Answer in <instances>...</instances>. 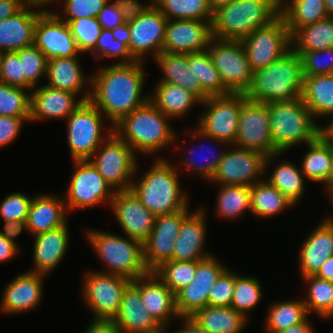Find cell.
<instances>
[{"instance_id": "obj_1", "label": "cell", "mask_w": 333, "mask_h": 333, "mask_svg": "<svg viewBox=\"0 0 333 333\" xmlns=\"http://www.w3.org/2000/svg\"><path fill=\"white\" fill-rule=\"evenodd\" d=\"M145 62L113 63L90 75L89 101L111 121L112 126L149 101L142 94Z\"/></svg>"}, {"instance_id": "obj_2", "label": "cell", "mask_w": 333, "mask_h": 333, "mask_svg": "<svg viewBox=\"0 0 333 333\" xmlns=\"http://www.w3.org/2000/svg\"><path fill=\"white\" fill-rule=\"evenodd\" d=\"M303 80L301 58L291 49L270 65L253 71V80L245 95L266 104L293 101L301 96Z\"/></svg>"}, {"instance_id": "obj_3", "label": "cell", "mask_w": 333, "mask_h": 333, "mask_svg": "<svg viewBox=\"0 0 333 333\" xmlns=\"http://www.w3.org/2000/svg\"><path fill=\"white\" fill-rule=\"evenodd\" d=\"M170 119L149 100L115 124L113 132L135 153L138 151L151 156L177 141L176 133L169 124Z\"/></svg>"}, {"instance_id": "obj_4", "label": "cell", "mask_w": 333, "mask_h": 333, "mask_svg": "<svg viewBox=\"0 0 333 333\" xmlns=\"http://www.w3.org/2000/svg\"><path fill=\"white\" fill-rule=\"evenodd\" d=\"M168 160L159 158L131 190L155 216L172 214L189 207L188 197L180 188L176 168Z\"/></svg>"}, {"instance_id": "obj_5", "label": "cell", "mask_w": 333, "mask_h": 333, "mask_svg": "<svg viewBox=\"0 0 333 333\" xmlns=\"http://www.w3.org/2000/svg\"><path fill=\"white\" fill-rule=\"evenodd\" d=\"M279 15L280 7L273 0H231L214 12L212 36L221 40H242Z\"/></svg>"}, {"instance_id": "obj_6", "label": "cell", "mask_w": 333, "mask_h": 333, "mask_svg": "<svg viewBox=\"0 0 333 333\" xmlns=\"http://www.w3.org/2000/svg\"><path fill=\"white\" fill-rule=\"evenodd\" d=\"M272 140L277 153H286L293 146L314 142L322 133L301 98L288 102L268 104Z\"/></svg>"}, {"instance_id": "obj_7", "label": "cell", "mask_w": 333, "mask_h": 333, "mask_svg": "<svg viewBox=\"0 0 333 333\" xmlns=\"http://www.w3.org/2000/svg\"><path fill=\"white\" fill-rule=\"evenodd\" d=\"M86 236L92 249L108 267L104 273L123 276L131 281L149 273L141 241L96 230H88Z\"/></svg>"}, {"instance_id": "obj_8", "label": "cell", "mask_w": 333, "mask_h": 333, "mask_svg": "<svg viewBox=\"0 0 333 333\" xmlns=\"http://www.w3.org/2000/svg\"><path fill=\"white\" fill-rule=\"evenodd\" d=\"M246 98L244 93L208 97L201 102L207 110L201 114L197 128L193 129L192 136L189 137L233 146L238 130L239 112Z\"/></svg>"}, {"instance_id": "obj_9", "label": "cell", "mask_w": 333, "mask_h": 333, "mask_svg": "<svg viewBox=\"0 0 333 333\" xmlns=\"http://www.w3.org/2000/svg\"><path fill=\"white\" fill-rule=\"evenodd\" d=\"M89 160L114 191L131 189L132 179L139 168L136 162L138 161L137 154L114 132Z\"/></svg>"}, {"instance_id": "obj_10", "label": "cell", "mask_w": 333, "mask_h": 333, "mask_svg": "<svg viewBox=\"0 0 333 333\" xmlns=\"http://www.w3.org/2000/svg\"><path fill=\"white\" fill-rule=\"evenodd\" d=\"M102 116V112L96 106L90 101H85L66 118L67 141L73 160L89 159L113 133L111 126L102 137L105 133L102 132Z\"/></svg>"}, {"instance_id": "obj_11", "label": "cell", "mask_w": 333, "mask_h": 333, "mask_svg": "<svg viewBox=\"0 0 333 333\" xmlns=\"http://www.w3.org/2000/svg\"><path fill=\"white\" fill-rule=\"evenodd\" d=\"M224 86L231 93H246L253 70L241 40L212 38L207 48Z\"/></svg>"}, {"instance_id": "obj_12", "label": "cell", "mask_w": 333, "mask_h": 333, "mask_svg": "<svg viewBox=\"0 0 333 333\" xmlns=\"http://www.w3.org/2000/svg\"><path fill=\"white\" fill-rule=\"evenodd\" d=\"M227 151H224L223 159L219 162L218 168L210 180L218 185L250 187L262 181L258 177L264 176L266 168L270 163L272 164L273 159L284 154L276 153L266 157L257 151L242 149L234 145L233 150L228 149Z\"/></svg>"}, {"instance_id": "obj_13", "label": "cell", "mask_w": 333, "mask_h": 333, "mask_svg": "<svg viewBox=\"0 0 333 333\" xmlns=\"http://www.w3.org/2000/svg\"><path fill=\"white\" fill-rule=\"evenodd\" d=\"M74 173L64 198L67 210L93 208L98 204L110 206L115 191L98 173L89 159L73 160Z\"/></svg>"}, {"instance_id": "obj_14", "label": "cell", "mask_w": 333, "mask_h": 333, "mask_svg": "<svg viewBox=\"0 0 333 333\" xmlns=\"http://www.w3.org/2000/svg\"><path fill=\"white\" fill-rule=\"evenodd\" d=\"M83 298L93 319L113 320L119 312L125 288L131 282L123 276L90 270L84 275Z\"/></svg>"}, {"instance_id": "obj_15", "label": "cell", "mask_w": 333, "mask_h": 333, "mask_svg": "<svg viewBox=\"0 0 333 333\" xmlns=\"http://www.w3.org/2000/svg\"><path fill=\"white\" fill-rule=\"evenodd\" d=\"M241 42L253 71L270 65L291 50V35L281 15Z\"/></svg>"}, {"instance_id": "obj_16", "label": "cell", "mask_w": 333, "mask_h": 333, "mask_svg": "<svg viewBox=\"0 0 333 333\" xmlns=\"http://www.w3.org/2000/svg\"><path fill=\"white\" fill-rule=\"evenodd\" d=\"M234 146L257 151L266 157L277 153L271 135L268 104L248 98L242 102Z\"/></svg>"}, {"instance_id": "obj_17", "label": "cell", "mask_w": 333, "mask_h": 333, "mask_svg": "<svg viewBox=\"0 0 333 333\" xmlns=\"http://www.w3.org/2000/svg\"><path fill=\"white\" fill-rule=\"evenodd\" d=\"M191 213L187 207L176 213L155 217L154 227L143 242L144 261L149 272H153L162 263L172 260L174 243L182 222Z\"/></svg>"}, {"instance_id": "obj_18", "label": "cell", "mask_w": 333, "mask_h": 333, "mask_svg": "<svg viewBox=\"0 0 333 333\" xmlns=\"http://www.w3.org/2000/svg\"><path fill=\"white\" fill-rule=\"evenodd\" d=\"M168 19L152 4L134 21L128 22L129 53L135 61L144 62L146 53L153 58L162 53Z\"/></svg>"}, {"instance_id": "obj_19", "label": "cell", "mask_w": 333, "mask_h": 333, "mask_svg": "<svg viewBox=\"0 0 333 333\" xmlns=\"http://www.w3.org/2000/svg\"><path fill=\"white\" fill-rule=\"evenodd\" d=\"M34 45L44 53L47 60L70 58L80 54L68 24L47 9L37 19Z\"/></svg>"}, {"instance_id": "obj_20", "label": "cell", "mask_w": 333, "mask_h": 333, "mask_svg": "<svg viewBox=\"0 0 333 333\" xmlns=\"http://www.w3.org/2000/svg\"><path fill=\"white\" fill-rule=\"evenodd\" d=\"M226 269L213 255L197 261L193 281L175 294L178 315L192 316L199 309L208 306L209 292Z\"/></svg>"}, {"instance_id": "obj_21", "label": "cell", "mask_w": 333, "mask_h": 333, "mask_svg": "<svg viewBox=\"0 0 333 333\" xmlns=\"http://www.w3.org/2000/svg\"><path fill=\"white\" fill-rule=\"evenodd\" d=\"M212 38V21L168 20L162 52L189 54L206 51Z\"/></svg>"}, {"instance_id": "obj_22", "label": "cell", "mask_w": 333, "mask_h": 333, "mask_svg": "<svg viewBox=\"0 0 333 333\" xmlns=\"http://www.w3.org/2000/svg\"><path fill=\"white\" fill-rule=\"evenodd\" d=\"M110 207L126 237L142 243L150 235L155 215L130 190L115 191Z\"/></svg>"}, {"instance_id": "obj_23", "label": "cell", "mask_w": 333, "mask_h": 333, "mask_svg": "<svg viewBox=\"0 0 333 333\" xmlns=\"http://www.w3.org/2000/svg\"><path fill=\"white\" fill-rule=\"evenodd\" d=\"M86 91L77 101V94L69 91L54 89L45 84L33 88L30 121H42L48 118L66 119L83 102L89 101L90 89Z\"/></svg>"}, {"instance_id": "obj_24", "label": "cell", "mask_w": 333, "mask_h": 333, "mask_svg": "<svg viewBox=\"0 0 333 333\" xmlns=\"http://www.w3.org/2000/svg\"><path fill=\"white\" fill-rule=\"evenodd\" d=\"M44 274L26 272L6 285L0 309L6 314H21L37 307L43 295Z\"/></svg>"}, {"instance_id": "obj_25", "label": "cell", "mask_w": 333, "mask_h": 333, "mask_svg": "<svg viewBox=\"0 0 333 333\" xmlns=\"http://www.w3.org/2000/svg\"><path fill=\"white\" fill-rule=\"evenodd\" d=\"M41 8L35 4H26L15 15L0 20V52H14L34 44L35 25L45 10Z\"/></svg>"}, {"instance_id": "obj_26", "label": "cell", "mask_w": 333, "mask_h": 333, "mask_svg": "<svg viewBox=\"0 0 333 333\" xmlns=\"http://www.w3.org/2000/svg\"><path fill=\"white\" fill-rule=\"evenodd\" d=\"M139 291L142 303L159 325H167L173 318H179L175 306V294L154 273L139 277Z\"/></svg>"}, {"instance_id": "obj_27", "label": "cell", "mask_w": 333, "mask_h": 333, "mask_svg": "<svg viewBox=\"0 0 333 333\" xmlns=\"http://www.w3.org/2000/svg\"><path fill=\"white\" fill-rule=\"evenodd\" d=\"M333 256V218L327 217L309 234L299 251L302 278L315 275L323 263Z\"/></svg>"}, {"instance_id": "obj_28", "label": "cell", "mask_w": 333, "mask_h": 333, "mask_svg": "<svg viewBox=\"0 0 333 333\" xmlns=\"http://www.w3.org/2000/svg\"><path fill=\"white\" fill-rule=\"evenodd\" d=\"M113 321L120 333H140L159 326L142 303L139 278L131 281L125 288L119 312Z\"/></svg>"}, {"instance_id": "obj_29", "label": "cell", "mask_w": 333, "mask_h": 333, "mask_svg": "<svg viewBox=\"0 0 333 333\" xmlns=\"http://www.w3.org/2000/svg\"><path fill=\"white\" fill-rule=\"evenodd\" d=\"M202 207L192 212L183 222L176 241L172 260L200 261L212 255L204 252L206 216Z\"/></svg>"}, {"instance_id": "obj_30", "label": "cell", "mask_w": 333, "mask_h": 333, "mask_svg": "<svg viewBox=\"0 0 333 333\" xmlns=\"http://www.w3.org/2000/svg\"><path fill=\"white\" fill-rule=\"evenodd\" d=\"M67 223L57 229L35 235L34 268L30 272L48 275L64 258L69 245Z\"/></svg>"}, {"instance_id": "obj_31", "label": "cell", "mask_w": 333, "mask_h": 333, "mask_svg": "<svg viewBox=\"0 0 333 333\" xmlns=\"http://www.w3.org/2000/svg\"><path fill=\"white\" fill-rule=\"evenodd\" d=\"M64 198L51 194L33 197L28 217V232L33 236L57 229L67 223Z\"/></svg>"}, {"instance_id": "obj_32", "label": "cell", "mask_w": 333, "mask_h": 333, "mask_svg": "<svg viewBox=\"0 0 333 333\" xmlns=\"http://www.w3.org/2000/svg\"><path fill=\"white\" fill-rule=\"evenodd\" d=\"M158 67L163 71L160 82L171 83L185 88L201 102L209 96L202 90L199 79L193 74L188 65L187 54L162 52L155 58Z\"/></svg>"}, {"instance_id": "obj_33", "label": "cell", "mask_w": 333, "mask_h": 333, "mask_svg": "<svg viewBox=\"0 0 333 333\" xmlns=\"http://www.w3.org/2000/svg\"><path fill=\"white\" fill-rule=\"evenodd\" d=\"M307 149L300 166L302 173L308 180L327 187L333 180V143L322 133L307 144Z\"/></svg>"}, {"instance_id": "obj_34", "label": "cell", "mask_w": 333, "mask_h": 333, "mask_svg": "<svg viewBox=\"0 0 333 333\" xmlns=\"http://www.w3.org/2000/svg\"><path fill=\"white\" fill-rule=\"evenodd\" d=\"M78 58L74 56L47 60L46 77L49 82L45 85L79 95L84 86L87 84L90 86L91 78L85 77Z\"/></svg>"}, {"instance_id": "obj_35", "label": "cell", "mask_w": 333, "mask_h": 333, "mask_svg": "<svg viewBox=\"0 0 333 333\" xmlns=\"http://www.w3.org/2000/svg\"><path fill=\"white\" fill-rule=\"evenodd\" d=\"M191 317L208 333H242L249 320L231 306H206Z\"/></svg>"}, {"instance_id": "obj_36", "label": "cell", "mask_w": 333, "mask_h": 333, "mask_svg": "<svg viewBox=\"0 0 333 333\" xmlns=\"http://www.w3.org/2000/svg\"><path fill=\"white\" fill-rule=\"evenodd\" d=\"M153 92L149 95V100L158 110L171 119L173 117L181 118L180 116L187 114L193 108V105L201 103L191 92L171 83L159 81Z\"/></svg>"}, {"instance_id": "obj_37", "label": "cell", "mask_w": 333, "mask_h": 333, "mask_svg": "<svg viewBox=\"0 0 333 333\" xmlns=\"http://www.w3.org/2000/svg\"><path fill=\"white\" fill-rule=\"evenodd\" d=\"M300 98L313 117H333V75L304 77Z\"/></svg>"}, {"instance_id": "obj_38", "label": "cell", "mask_w": 333, "mask_h": 333, "mask_svg": "<svg viewBox=\"0 0 333 333\" xmlns=\"http://www.w3.org/2000/svg\"><path fill=\"white\" fill-rule=\"evenodd\" d=\"M280 15L290 35L300 27L328 17L325 0H287L280 7Z\"/></svg>"}, {"instance_id": "obj_39", "label": "cell", "mask_w": 333, "mask_h": 333, "mask_svg": "<svg viewBox=\"0 0 333 333\" xmlns=\"http://www.w3.org/2000/svg\"><path fill=\"white\" fill-rule=\"evenodd\" d=\"M250 201L251 213L260 218L272 217L294 206L291 200L264 179L250 186Z\"/></svg>"}, {"instance_id": "obj_40", "label": "cell", "mask_w": 333, "mask_h": 333, "mask_svg": "<svg viewBox=\"0 0 333 333\" xmlns=\"http://www.w3.org/2000/svg\"><path fill=\"white\" fill-rule=\"evenodd\" d=\"M333 47V17L298 28L291 35L293 51H316Z\"/></svg>"}, {"instance_id": "obj_41", "label": "cell", "mask_w": 333, "mask_h": 333, "mask_svg": "<svg viewBox=\"0 0 333 333\" xmlns=\"http://www.w3.org/2000/svg\"><path fill=\"white\" fill-rule=\"evenodd\" d=\"M188 65L199 79L202 90L210 96H224L231 92L224 86L208 50L187 54Z\"/></svg>"}, {"instance_id": "obj_42", "label": "cell", "mask_w": 333, "mask_h": 333, "mask_svg": "<svg viewBox=\"0 0 333 333\" xmlns=\"http://www.w3.org/2000/svg\"><path fill=\"white\" fill-rule=\"evenodd\" d=\"M269 309L264 324L267 333H278L299 325L303 323L309 315L303 299L275 302Z\"/></svg>"}, {"instance_id": "obj_43", "label": "cell", "mask_w": 333, "mask_h": 333, "mask_svg": "<svg viewBox=\"0 0 333 333\" xmlns=\"http://www.w3.org/2000/svg\"><path fill=\"white\" fill-rule=\"evenodd\" d=\"M153 4L168 20H213L208 0H153Z\"/></svg>"}, {"instance_id": "obj_44", "label": "cell", "mask_w": 333, "mask_h": 333, "mask_svg": "<svg viewBox=\"0 0 333 333\" xmlns=\"http://www.w3.org/2000/svg\"><path fill=\"white\" fill-rule=\"evenodd\" d=\"M304 178L306 179L301 168L289 161H283L276 166L267 181L296 205L305 190Z\"/></svg>"}, {"instance_id": "obj_45", "label": "cell", "mask_w": 333, "mask_h": 333, "mask_svg": "<svg viewBox=\"0 0 333 333\" xmlns=\"http://www.w3.org/2000/svg\"><path fill=\"white\" fill-rule=\"evenodd\" d=\"M308 290L303 300L308 314L315 312L322 319L333 316V281L321 279L315 275L303 277Z\"/></svg>"}, {"instance_id": "obj_46", "label": "cell", "mask_w": 333, "mask_h": 333, "mask_svg": "<svg viewBox=\"0 0 333 333\" xmlns=\"http://www.w3.org/2000/svg\"><path fill=\"white\" fill-rule=\"evenodd\" d=\"M217 197V215L234 219L251 211L250 187L241 185H219Z\"/></svg>"}, {"instance_id": "obj_47", "label": "cell", "mask_w": 333, "mask_h": 333, "mask_svg": "<svg viewBox=\"0 0 333 333\" xmlns=\"http://www.w3.org/2000/svg\"><path fill=\"white\" fill-rule=\"evenodd\" d=\"M197 261L170 260L153 272L176 294L188 286L196 275Z\"/></svg>"}, {"instance_id": "obj_48", "label": "cell", "mask_w": 333, "mask_h": 333, "mask_svg": "<svg viewBox=\"0 0 333 333\" xmlns=\"http://www.w3.org/2000/svg\"><path fill=\"white\" fill-rule=\"evenodd\" d=\"M261 297L262 287L257 278L235 273V289L231 307L247 318L248 312L260 303Z\"/></svg>"}, {"instance_id": "obj_49", "label": "cell", "mask_w": 333, "mask_h": 333, "mask_svg": "<svg viewBox=\"0 0 333 333\" xmlns=\"http://www.w3.org/2000/svg\"><path fill=\"white\" fill-rule=\"evenodd\" d=\"M26 90L0 82V115L30 117L31 94Z\"/></svg>"}, {"instance_id": "obj_50", "label": "cell", "mask_w": 333, "mask_h": 333, "mask_svg": "<svg viewBox=\"0 0 333 333\" xmlns=\"http://www.w3.org/2000/svg\"><path fill=\"white\" fill-rule=\"evenodd\" d=\"M15 52L19 56L25 74V89L31 91L37 87L40 77H46L47 59L34 44Z\"/></svg>"}, {"instance_id": "obj_51", "label": "cell", "mask_w": 333, "mask_h": 333, "mask_svg": "<svg viewBox=\"0 0 333 333\" xmlns=\"http://www.w3.org/2000/svg\"><path fill=\"white\" fill-rule=\"evenodd\" d=\"M79 52H92L102 31L98 18H80L67 23Z\"/></svg>"}, {"instance_id": "obj_52", "label": "cell", "mask_w": 333, "mask_h": 333, "mask_svg": "<svg viewBox=\"0 0 333 333\" xmlns=\"http://www.w3.org/2000/svg\"><path fill=\"white\" fill-rule=\"evenodd\" d=\"M302 62L304 77L331 75L333 72V47L316 51H294Z\"/></svg>"}, {"instance_id": "obj_53", "label": "cell", "mask_w": 333, "mask_h": 333, "mask_svg": "<svg viewBox=\"0 0 333 333\" xmlns=\"http://www.w3.org/2000/svg\"><path fill=\"white\" fill-rule=\"evenodd\" d=\"M94 58H118L121 59L118 63H131L135 61L128 50V47L116 40L111 30L102 29L98 38L95 49L91 52Z\"/></svg>"}, {"instance_id": "obj_54", "label": "cell", "mask_w": 333, "mask_h": 333, "mask_svg": "<svg viewBox=\"0 0 333 333\" xmlns=\"http://www.w3.org/2000/svg\"><path fill=\"white\" fill-rule=\"evenodd\" d=\"M110 0H64V16L54 12L61 20L66 23L80 18H97L99 12Z\"/></svg>"}, {"instance_id": "obj_55", "label": "cell", "mask_w": 333, "mask_h": 333, "mask_svg": "<svg viewBox=\"0 0 333 333\" xmlns=\"http://www.w3.org/2000/svg\"><path fill=\"white\" fill-rule=\"evenodd\" d=\"M31 197L24 193H12L0 203V217L3 221H27Z\"/></svg>"}, {"instance_id": "obj_56", "label": "cell", "mask_w": 333, "mask_h": 333, "mask_svg": "<svg viewBox=\"0 0 333 333\" xmlns=\"http://www.w3.org/2000/svg\"><path fill=\"white\" fill-rule=\"evenodd\" d=\"M235 289V273L228 268L219 276L208 295V306H230Z\"/></svg>"}, {"instance_id": "obj_57", "label": "cell", "mask_w": 333, "mask_h": 333, "mask_svg": "<svg viewBox=\"0 0 333 333\" xmlns=\"http://www.w3.org/2000/svg\"><path fill=\"white\" fill-rule=\"evenodd\" d=\"M0 82L25 88V74L19 56L15 51L2 53Z\"/></svg>"}, {"instance_id": "obj_58", "label": "cell", "mask_w": 333, "mask_h": 333, "mask_svg": "<svg viewBox=\"0 0 333 333\" xmlns=\"http://www.w3.org/2000/svg\"><path fill=\"white\" fill-rule=\"evenodd\" d=\"M203 149H205V146L204 144H201L200 145V153L202 155L203 153ZM209 149V148H207ZM195 150L192 149V151H190V154H192L193 156L192 157H188L185 159V161L183 160L182 162V166L185 168L184 170H187V171H193L194 174H197L199 175L200 177H203L205 180H208L210 182L211 178L213 177V175L215 174L217 168H218V165H219V162L223 159V156H224V153H220L218 154L217 156L214 155V151H212L211 149L208 150V151H211V154H213V156H216V157H213V159H209L210 157L209 156H205V158L207 159L205 163H200V164H197V160H194V152ZM191 156V155H190ZM196 158V157H195Z\"/></svg>"}, {"instance_id": "obj_59", "label": "cell", "mask_w": 333, "mask_h": 333, "mask_svg": "<svg viewBox=\"0 0 333 333\" xmlns=\"http://www.w3.org/2000/svg\"><path fill=\"white\" fill-rule=\"evenodd\" d=\"M25 121L30 117H11L0 115V148L14 141L21 131Z\"/></svg>"}, {"instance_id": "obj_60", "label": "cell", "mask_w": 333, "mask_h": 333, "mask_svg": "<svg viewBox=\"0 0 333 333\" xmlns=\"http://www.w3.org/2000/svg\"><path fill=\"white\" fill-rule=\"evenodd\" d=\"M97 18L102 29L106 30H113L117 26L125 23L123 15L115 1H108L104 8L99 12Z\"/></svg>"}, {"instance_id": "obj_61", "label": "cell", "mask_w": 333, "mask_h": 333, "mask_svg": "<svg viewBox=\"0 0 333 333\" xmlns=\"http://www.w3.org/2000/svg\"><path fill=\"white\" fill-rule=\"evenodd\" d=\"M120 12L123 15L125 23L134 21L141 14H143L152 4L153 1L147 4H141L138 0H114Z\"/></svg>"}, {"instance_id": "obj_62", "label": "cell", "mask_w": 333, "mask_h": 333, "mask_svg": "<svg viewBox=\"0 0 333 333\" xmlns=\"http://www.w3.org/2000/svg\"><path fill=\"white\" fill-rule=\"evenodd\" d=\"M4 231L0 233L6 237L9 241L17 245L15 237H17L21 232L28 231L27 221H4Z\"/></svg>"}, {"instance_id": "obj_63", "label": "cell", "mask_w": 333, "mask_h": 333, "mask_svg": "<svg viewBox=\"0 0 333 333\" xmlns=\"http://www.w3.org/2000/svg\"><path fill=\"white\" fill-rule=\"evenodd\" d=\"M84 333H120L113 320L92 319Z\"/></svg>"}, {"instance_id": "obj_64", "label": "cell", "mask_w": 333, "mask_h": 333, "mask_svg": "<svg viewBox=\"0 0 333 333\" xmlns=\"http://www.w3.org/2000/svg\"><path fill=\"white\" fill-rule=\"evenodd\" d=\"M26 4L24 0H0V20L15 15Z\"/></svg>"}, {"instance_id": "obj_65", "label": "cell", "mask_w": 333, "mask_h": 333, "mask_svg": "<svg viewBox=\"0 0 333 333\" xmlns=\"http://www.w3.org/2000/svg\"><path fill=\"white\" fill-rule=\"evenodd\" d=\"M18 247L0 233V262L12 260L19 253Z\"/></svg>"}, {"instance_id": "obj_66", "label": "cell", "mask_w": 333, "mask_h": 333, "mask_svg": "<svg viewBox=\"0 0 333 333\" xmlns=\"http://www.w3.org/2000/svg\"><path fill=\"white\" fill-rule=\"evenodd\" d=\"M182 319L181 329H177L171 333H208L204 330L191 316L179 317Z\"/></svg>"}, {"instance_id": "obj_67", "label": "cell", "mask_w": 333, "mask_h": 333, "mask_svg": "<svg viewBox=\"0 0 333 333\" xmlns=\"http://www.w3.org/2000/svg\"><path fill=\"white\" fill-rule=\"evenodd\" d=\"M112 31V34L116 40L124 43L129 50V40H130V31H129V24L124 23L120 26H117Z\"/></svg>"}, {"instance_id": "obj_68", "label": "cell", "mask_w": 333, "mask_h": 333, "mask_svg": "<svg viewBox=\"0 0 333 333\" xmlns=\"http://www.w3.org/2000/svg\"><path fill=\"white\" fill-rule=\"evenodd\" d=\"M315 276L325 279L328 281H333V256H330L317 271Z\"/></svg>"}, {"instance_id": "obj_69", "label": "cell", "mask_w": 333, "mask_h": 333, "mask_svg": "<svg viewBox=\"0 0 333 333\" xmlns=\"http://www.w3.org/2000/svg\"><path fill=\"white\" fill-rule=\"evenodd\" d=\"M278 333H314L313 326L310 324L308 318L301 324L290 327Z\"/></svg>"}, {"instance_id": "obj_70", "label": "cell", "mask_w": 333, "mask_h": 333, "mask_svg": "<svg viewBox=\"0 0 333 333\" xmlns=\"http://www.w3.org/2000/svg\"><path fill=\"white\" fill-rule=\"evenodd\" d=\"M211 11L214 13L219 8L226 6L231 0H208Z\"/></svg>"}, {"instance_id": "obj_71", "label": "cell", "mask_w": 333, "mask_h": 333, "mask_svg": "<svg viewBox=\"0 0 333 333\" xmlns=\"http://www.w3.org/2000/svg\"><path fill=\"white\" fill-rule=\"evenodd\" d=\"M323 134L333 143V120L328 126L323 127Z\"/></svg>"}, {"instance_id": "obj_72", "label": "cell", "mask_w": 333, "mask_h": 333, "mask_svg": "<svg viewBox=\"0 0 333 333\" xmlns=\"http://www.w3.org/2000/svg\"><path fill=\"white\" fill-rule=\"evenodd\" d=\"M27 4H35L41 7H44L50 3H53L56 0H24ZM44 5V6H43Z\"/></svg>"}, {"instance_id": "obj_73", "label": "cell", "mask_w": 333, "mask_h": 333, "mask_svg": "<svg viewBox=\"0 0 333 333\" xmlns=\"http://www.w3.org/2000/svg\"><path fill=\"white\" fill-rule=\"evenodd\" d=\"M328 17H333V0H325Z\"/></svg>"}, {"instance_id": "obj_74", "label": "cell", "mask_w": 333, "mask_h": 333, "mask_svg": "<svg viewBox=\"0 0 333 333\" xmlns=\"http://www.w3.org/2000/svg\"><path fill=\"white\" fill-rule=\"evenodd\" d=\"M167 329V325H159L156 329L140 332V333H165Z\"/></svg>"}, {"instance_id": "obj_75", "label": "cell", "mask_w": 333, "mask_h": 333, "mask_svg": "<svg viewBox=\"0 0 333 333\" xmlns=\"http://www.w3.org/2000/svg\"><path fill=\"white\" fill-rule=\"evenodd\" d=\"M326 189H327V193H329V196L328 197H330L329 199L330 200H333V180H332V182L326 187Z\"/></svg>"}, {"instance_id": "obj_76", "label": "cell", "mask_w": 333, "mask_h": 333, "mask_svg": "<svg viewBox=\"0 0 333 333\" xmlns=\"http://www.w3.org/2000/svg\"><path fill=\"white\" fill-rule=\"evenodd\" d=\"M279 7H281L287 0H273Z\"/></svg>"}, {"instance_id": "obj_77", "label": "cell", "mask_w": 333, "mask_h": 333, "mask_svg": "<svg viewBox=\"0 0 333 333\" xmlns=\"http://www.w3.org/2000/svg\"><path fill=\"white\" fill-rule=\"evenodd\" d=\"M2 52H0V66H1Z\"/></svg>"}]
</instances>
